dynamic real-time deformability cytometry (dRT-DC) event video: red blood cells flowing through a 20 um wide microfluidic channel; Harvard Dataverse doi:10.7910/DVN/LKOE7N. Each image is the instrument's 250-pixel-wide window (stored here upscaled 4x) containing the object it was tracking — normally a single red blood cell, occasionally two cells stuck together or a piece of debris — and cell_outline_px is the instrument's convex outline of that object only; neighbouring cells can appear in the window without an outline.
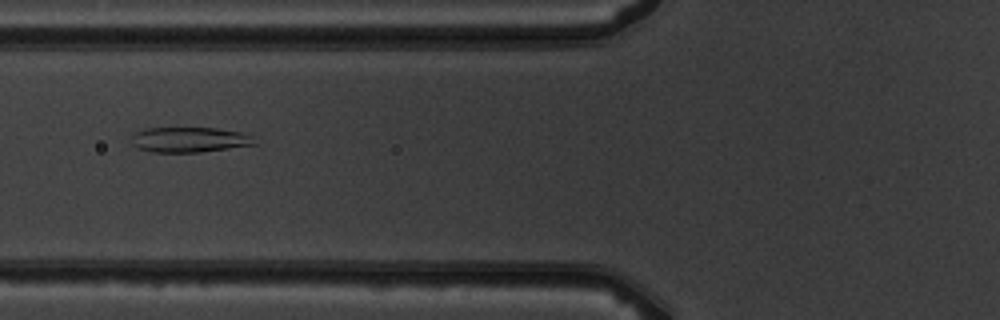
{"species": "common noctule bat (a hibernating species)", "species_latin": "Nyctalus noctula", "temperature_condition": "warm", "stored_images_in_passage": 6, "camera_frame_rate_fps": 3000, "um_per_image_px": 0.085, "animal": {"sex": "male", "body_mass_g": 19.5, "forearm_length_mm": 54.6}, "frame": {"image": 1, "passage_image": 3, "time_ms": 3.333, "image_size_px": [1000, 320], "cell_outline_px": [[256, 144], [200, 152], [152, 152], [136, 148], [132, 144], [132, 132], [144, 128], [216, 128], [240, 132], [252, 136]], "centroid_in_image_um": [16.03, 11.87], "position_along_channel_um": 109.8, "area_um2": 18.09}}
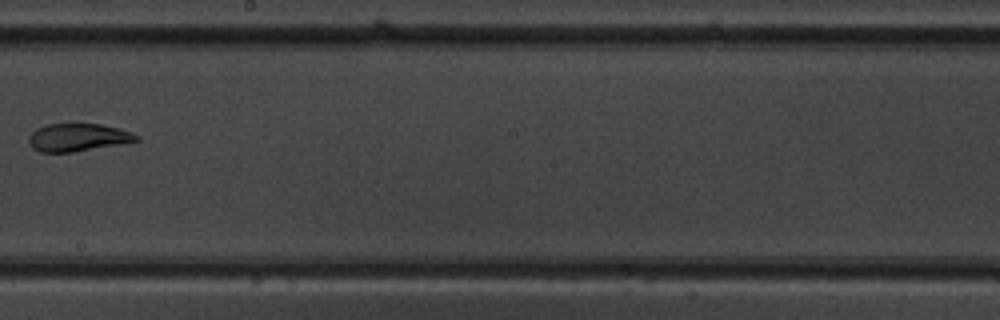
{"frame": {"image": 2, "passage_image": 6, "time_ms": 6.667, "image_size_px": [1000, 320], "cell_outline_px": [[140, 140], [72, 152], [40, 152], [32, 148], [28, 144], [28, 136], [36, 128], [48, 124], [100, 124], [120, 128], [140, 136]], "centroid_in_image_um": [6.58, 11.67], "position_along_channel_um": 241.6, "area_um2": 17.34}}